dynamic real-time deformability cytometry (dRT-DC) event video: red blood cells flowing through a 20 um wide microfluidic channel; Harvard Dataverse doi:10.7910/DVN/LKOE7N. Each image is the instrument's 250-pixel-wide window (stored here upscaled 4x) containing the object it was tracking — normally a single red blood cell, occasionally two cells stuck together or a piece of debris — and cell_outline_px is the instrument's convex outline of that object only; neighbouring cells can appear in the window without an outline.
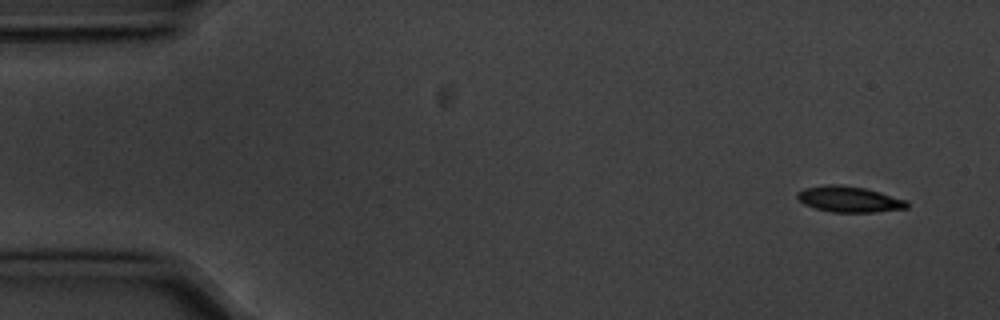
{"species": "common noctule bat (a hibernating species)", "species_latin": "Nyctalus noctula", "temperature_condition": "cold", "stored_images_in_passage": 5, "camera_frame_rate_fps": 3000, "um_per_image_px": 0.085, "animal": {"sex": "male", "body_mass_g": 20.1, "forearm_length_mm": 53.5}, "frame": {"image": 1, "passage_image": 1, "time_ms": 0.0, "image_size_px": [1000, 320], "cell_outline_px": [[908, 208], [876, 212], [832, 212], [816, 208], [804, 204], [796, 196], [796, 192], [804, 188], [828, 184], [840, 184], [864, 188], [880, 192], [908, 200]], "centroid_in_image_um": [72.19, 16.93], "position_along_channel_um": 12.8, "area_um2": 16.59}}
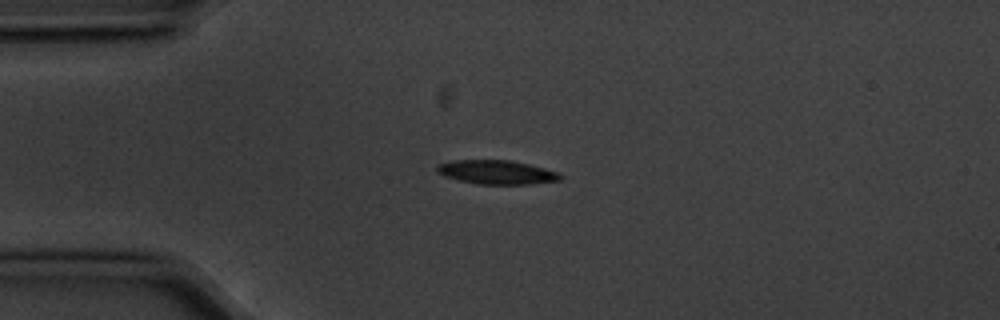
{"frame": {"image": 2, "passage_image": 4, "time_ms": 1.0, "image_size_px": [1000, 320], "cell_outline_px": [[564, 176], [560, 180], [532, 184], [480, 184], [460, 180], [444, 176], [436, 172], [436, 164], [452, 160], [508, 160], [528, 164], [544, 168], [556, 172]], "centroid_in_image_um": [42.19, 14.63], "position_along_channel_um": 42.8, "area_um2": 17.17}}